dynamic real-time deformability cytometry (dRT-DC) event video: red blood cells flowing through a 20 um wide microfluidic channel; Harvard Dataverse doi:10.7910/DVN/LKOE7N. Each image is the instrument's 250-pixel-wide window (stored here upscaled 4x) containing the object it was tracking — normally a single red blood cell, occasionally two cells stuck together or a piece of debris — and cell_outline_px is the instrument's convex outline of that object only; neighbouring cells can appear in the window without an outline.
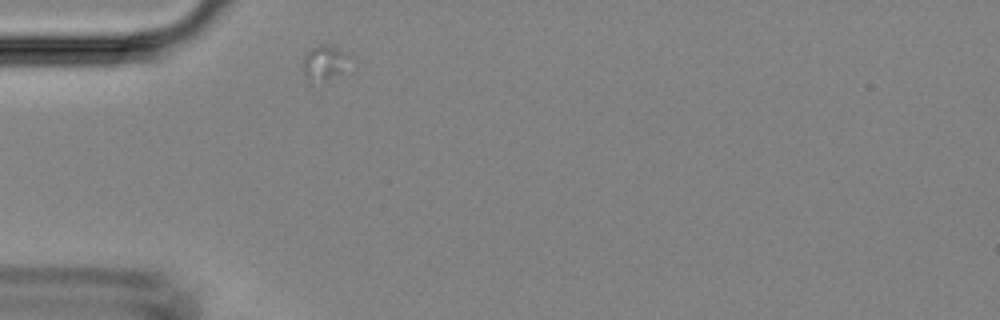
{"species": "Egyptian fruit bat (a non-hibernating species)", "species_latin": "Rousettus aegyptiacus", "temperature_condition": "room temperature", "stored_images_in_passage": 5, "camera_frame_rate_fps": 3000, "um_per_image_px": 0.085, "animal": {"sex": "female"}, "frame": {"image": 1, "passage_image": 1, "time_ms": 0.0, "image_size_px": [1000, 320], "cell_outline_px": [[352, 72], [324, 84], [304, 76], [304, 56], [308, 48], [320, 44], [328, 44], [344, 52], [348, 56]], "centroid_in_image_um": [27.69, 5.4], "position_along_channel_um": 57.3, "area_um2": 10.35}}